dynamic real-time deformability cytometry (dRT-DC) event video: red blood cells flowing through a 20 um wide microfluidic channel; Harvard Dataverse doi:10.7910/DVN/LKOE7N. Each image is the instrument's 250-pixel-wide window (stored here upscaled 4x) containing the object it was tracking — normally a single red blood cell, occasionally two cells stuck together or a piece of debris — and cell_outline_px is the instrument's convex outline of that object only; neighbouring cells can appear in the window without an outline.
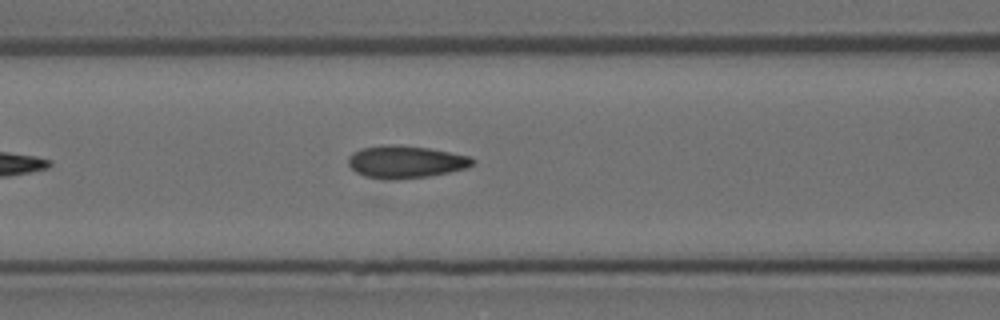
{"species": "Egyptian fruit bat (a non-hibernating species)", "species_latin": "Rousettus aegyptiacus", "temperature_condition": "room temperature", "stored_images_in_passage": 6, "camera_frame_rate_fps": 3000, "um_per_image_px": 0.085, "animal": {"sex": "female"}, "frame": {"image": 1, "passage_image": 6, "time_ms": 1.667, "image_size_px": [1000, 320], "cell_outline_px": [[476, 160], [472, 164], [464, 168], [448, 172], [428, 176], [396, 180], [384, 180], [364, 176], [356, 172], [348, 164], [348, 156], [352, 152], [360, 148], [388, 144], [392, 144], [428, 148], [472, 156]], "centroid_in_image_um": [34.44, 13.76], "position_along_channel_um": 132.2, "area_um2": 23.64}}